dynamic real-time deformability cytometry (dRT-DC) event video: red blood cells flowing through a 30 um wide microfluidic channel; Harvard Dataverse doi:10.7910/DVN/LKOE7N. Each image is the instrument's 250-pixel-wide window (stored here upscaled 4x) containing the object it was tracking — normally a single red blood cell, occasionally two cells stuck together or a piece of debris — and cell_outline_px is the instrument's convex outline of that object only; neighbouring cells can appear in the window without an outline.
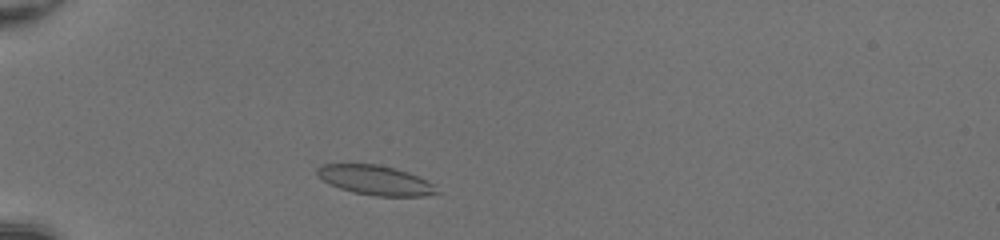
{"species": "common noctule bat (a hibernating species)", "species_latin": "Nyctalus noctula", "temperature_condition": "room temperature", "stored_images_in_passage": 38, "camera_frame_rate_fps": 3000, "um_per_image_px": 0.085, "animal": {"sex": "female", "body_mass_g": 20.0, "forearm_length_mm": 54.0}, "frame": {"image": 1, "passage_image": 4, "time_ms": 1.0, "image_size_px": [1000, 240], "cell_outline_px": [[440, 192], [424, 196], [376, 196], [352, 192], [340, 188], [316, 176], [316, 168], [324, 164], [376, 164], [396, 168], [408, 172], [428, 180]], "centroid_in_image_um": [31.91, 15.31], "position_along_channel_um": 53.1, "area_um2": 20.58}}
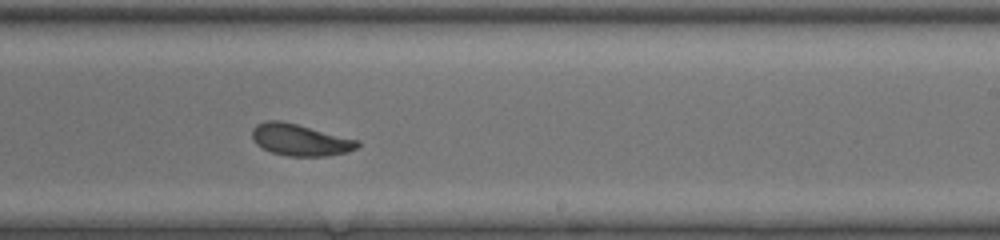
{"frame": {"image": 2, "passage_image": 21, "time_ms": 6.667, "image_size_px": [1000, 240], "cell_outline_px": [[360, 144], [356, 148], [348, 152], [328, 156], [288, 156], [272, 152], [256, 144], [252, 136], [252, 128], [256, 124], [268, 120], [280, 120], [360, 140]], "centroid_in_image_um": [25.52, 11.89], "position_along_channel_um": 263.5, "area_um2": 19.42}}
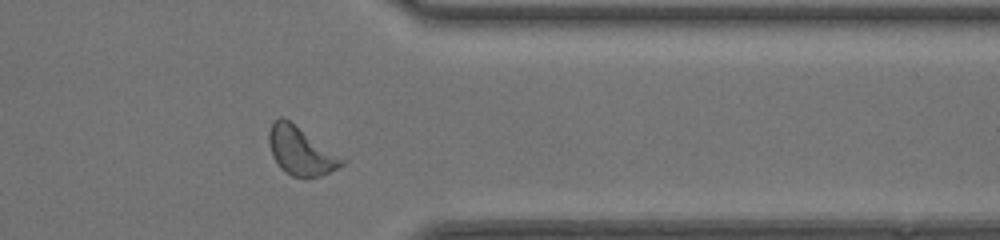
{"frame": {"image": 3, "passage_image": 30, "time_ms": 9.667, "image_size_px": [1000, 240], "cell_outline_px": [[344, 164], [320, 176], [292, 176], [280, 168], [272, 156], [268, 144], [268, 132], [272, 120], [280, 116], [284, 116], [344, 160]], "centroid_in_image_um": [25.46, 12.79], "position_along_channel_um": 385.9, "area_um2": 20.06}, "authors_computed_cell_mechanics": {"area_um2": 19.7965, "velocity_mm_per_s": 4.1893, "shape_relaxation_time_tau1_ms": 3.7101, "shape_relaxation_time_tau2_ms": 1.7877, "deformation_change_tau1": 0.1122, "deformation_change_tau2": 0.0536}}